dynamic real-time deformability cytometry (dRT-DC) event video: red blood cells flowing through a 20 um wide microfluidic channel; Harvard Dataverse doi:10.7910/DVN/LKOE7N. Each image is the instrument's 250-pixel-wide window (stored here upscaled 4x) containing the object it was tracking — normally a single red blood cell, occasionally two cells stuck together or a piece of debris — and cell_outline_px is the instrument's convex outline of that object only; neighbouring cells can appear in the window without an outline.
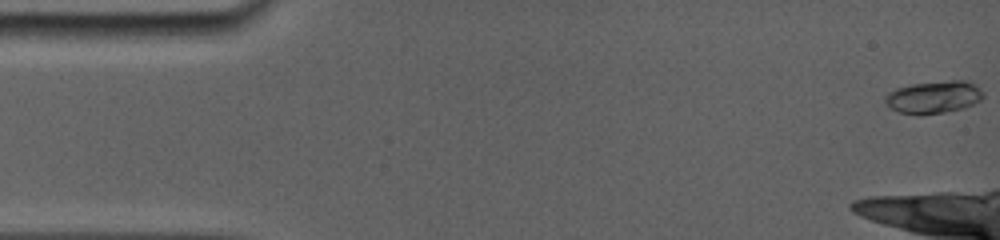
{"species": "common noctule bat (a hibernating species)", "species_latin": "Nyctalus noctula", "temperature_condition": "room temperature", "stored_images_in_passage": 11, "camera_frame_rate_fps": 5000, "um_per_image_px": 0.085, "animal": {"sex": "female", "body_mass_g": 19.0, "forearm_length_mm": 56.7}, "frame": {"image": 1, "passage_image": 1, "time_ms": 0.0, "image_size_px": [1000, 240], "cell_outline_px": [[984, 96], [980, 100], [964, 108], [944, 112], [920, 116], [896, 112], [884, 104], [884, 96], [888, 92], [896, 88], [912, 84], [952, 80], [964, 80], [976, 84], [984, 92]], "centroid_in_image_um": [79.33, 8.27], "position_along_channel_um": 5.7, "area_um2": 18.96}}